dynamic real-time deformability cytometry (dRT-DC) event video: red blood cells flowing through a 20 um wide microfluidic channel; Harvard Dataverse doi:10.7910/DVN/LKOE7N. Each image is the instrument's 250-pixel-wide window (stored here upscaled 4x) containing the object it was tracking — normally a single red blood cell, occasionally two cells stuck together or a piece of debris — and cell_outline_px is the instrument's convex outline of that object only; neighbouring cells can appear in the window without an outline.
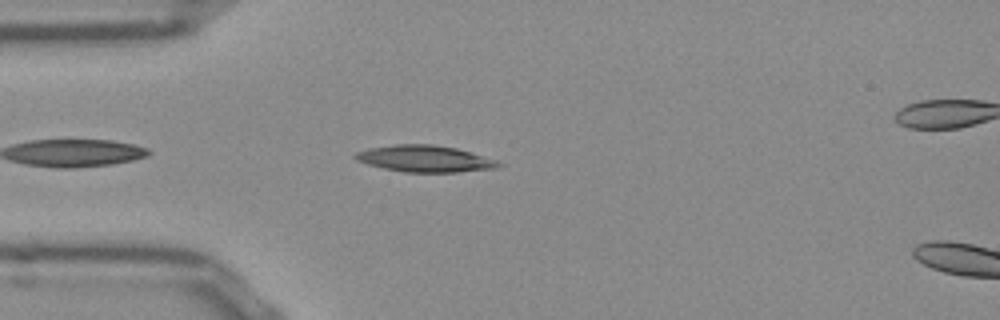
{"species": "Egyptian fruit bat (a non-hibernating species)", "species_latin": "Rousettus aegyptiacus", "temperature_condition": "room temperature", "stored_images_in_passage": 19, "camera_frame_rate_fps": 3000, "um_per_image_px": 0.085, "frame": {"image": 1, "passage_image": 4, "time_ms": 1.0, "image_size_px": [1000, 320], "cell_outline_px": [[504, 164], [496, 168], [456, 172], [404, 172], [384, 168], [368, 164], [356, 160], [352, 156], [356, 152], [368, 148], [396, 144], [432, 144], [456, 148], [496, 160]], "centroid_in_image_um": [36.08, 13.49], "position_along_channel_um": 48.9, "area_um2": 22.08}}
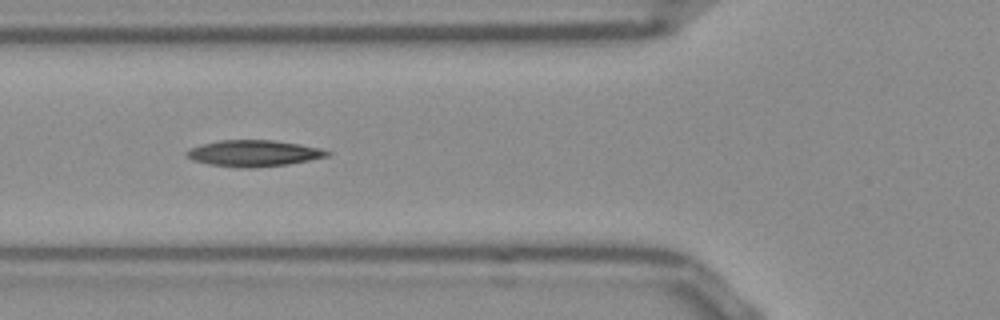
{"frame": {"image": 2, "passage_image": 9, "time_ms": 2.667, "image_size_px": [1000, 320], "cell_outline_px": [[332, 152], [328, 156], [288, 164], [252, 168], [240, 168], [208, 164], [192, 160], [184, 152], [192, 148], [204, 144], [220, 140], [272, 140], [300, 144], [320, 148]], "centroid_in_image_um": [21.58, 13.03], "position_along_channel_um": 104.2, "area_um2": 21.39}}
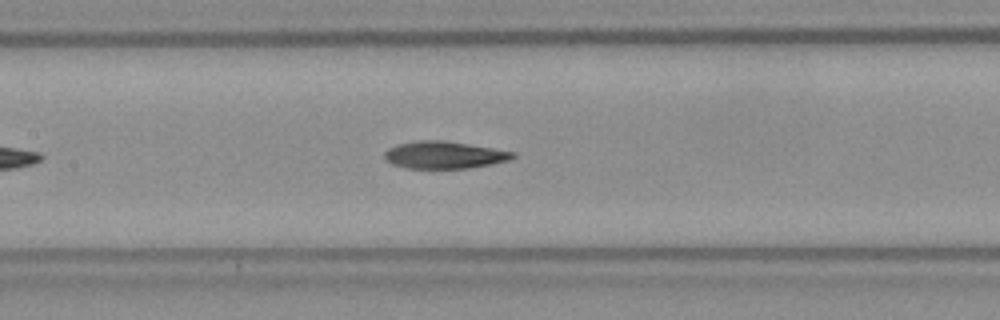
{"frame": {"image": 3, "passage_image": 14, "time_ms": 4.333, "image_size_px": [1000, 320], "cell_outline_px": [[516, 156], [508, 160], [492, 164], [468, 168], [404, 168], [392, 164], [384, 160], [384, 152], [388, 148], [396, 144], [416, 140], [444, 140], [516, 152]], "centroid_in_image_um": [37.71, 13.17], "position_along_channel_um": 169.7, "area_um2": 20.52}}